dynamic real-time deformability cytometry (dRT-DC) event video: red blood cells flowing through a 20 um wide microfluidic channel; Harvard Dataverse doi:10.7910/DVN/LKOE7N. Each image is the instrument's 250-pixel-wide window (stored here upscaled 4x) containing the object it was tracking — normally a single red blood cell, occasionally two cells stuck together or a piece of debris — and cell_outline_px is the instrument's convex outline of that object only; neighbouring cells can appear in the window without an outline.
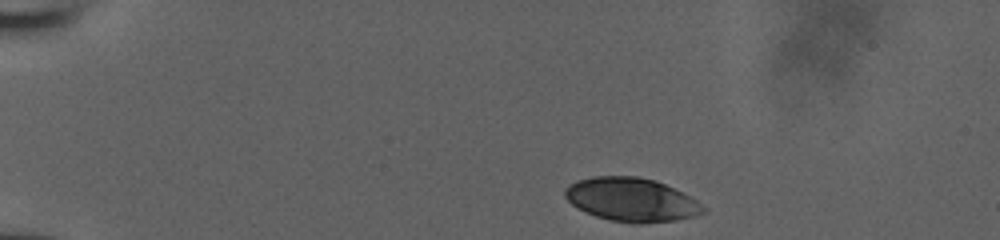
{"species": "human", "species_latin": "Homo sapiens", "temperature_condition": "room temperature", "stored_images_in_passage": 42, "camera_frame_rate_fps": 3000, "um_per_image_px": 0.085, "donor": {"sex": "male"}, "frame": {"image": 1, "passage_image": 1, "time_ms": 0.0, "image_size_px": [1000, 240], "cell_outline_px": [[708, 208], [704, 212], [696, 216], [676, 220], [640, 224], [636, 224], [608, 220], [596, 216], [576, 208], [564, 196], [564, 188], [576, 180], [592, 176], [636, 176], [656, 180], [696, 200]], "centroid_in_image_um": [53.65, 16.98], "position_along_channel_um": 31.3, "area_um2": 35.32}}
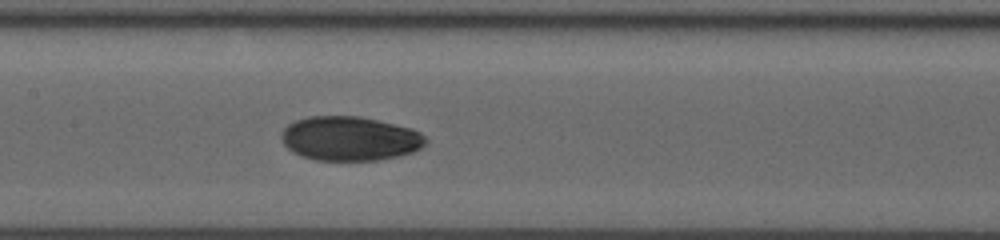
{"frame": {"image": 2, "passage_image": 18, "time_ms": 5.667, "image_size_px": [1000, 240], "cell_outline_px": [[428, 140], [420, 148], [412, 152], [396, 156], [376, 160], [316, 160], [300, 156], [292, 152], [284, 144], [280, 136], [280, 132], [288, 124], [296, 120], [308, 116], [360, 116], [412, 128], [420, 132]], "centroid_in_image_um": [29.7, 11.77], "position_along_channel_um": 177.7, "area_um2": 37.28}}
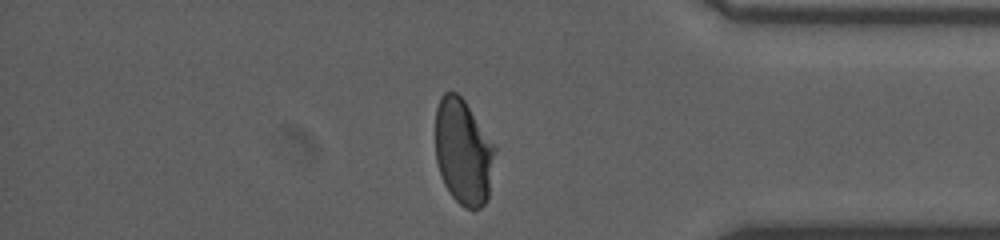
{"frame": {"image": 3, "passage_image": 35, "time_ms": 11.333, "image_size_px": [1000, 240], "cell_outline_px": [[496, 152], [488, 200], [480, 208], [464, 208], [448, 192], [444, 184], [436, 160], [436, 108], [440, 96], [444, 92], [456, 92], [464, 100], [496, 148]], "centroid_in_image_um": [39.38, 12.93], "position_along_channel_um": 395.8, "area_um2": 36.65}}